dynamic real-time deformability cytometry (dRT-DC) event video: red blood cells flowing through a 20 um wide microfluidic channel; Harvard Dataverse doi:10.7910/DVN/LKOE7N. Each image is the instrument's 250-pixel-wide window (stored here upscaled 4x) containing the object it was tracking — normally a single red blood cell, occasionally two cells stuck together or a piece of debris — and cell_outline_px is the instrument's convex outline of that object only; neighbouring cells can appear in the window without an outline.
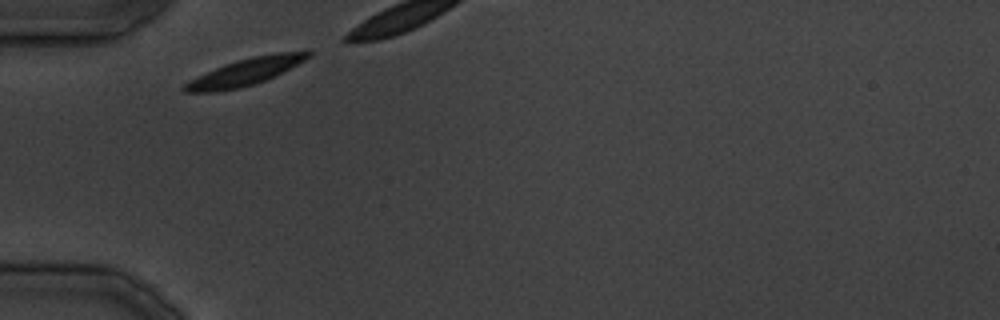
{"species": "common noctule bat (a hibernating species)", "species_latin": "Nyctalus noctula", "temperature_condition": "cold", "stored_images_in_passage": 5, "camera_frame_rate_fps": 3000, "um_per_image_px": 0.085, "animal": {"sex": "male", "body_mass_g": 19.5, "forearm_length_mm": 54.6}, "frame": {"image": 1, "passage_image": 1, "time_ms": 0.0, "image_size_px": [1000, 320], "cell_outline_px": [[312, 56], [264, 80], [240, 88], [216, 92], [184, 92], [180, 88], [184, 84], [224, 64], [236, 60], [252, 56], [276, 52], [308, 48], [312, 52]], "centroid_in_image_um": [20.92, 6.07], "position_along_channel_um": 64.1, "area_um2": 19.31}}